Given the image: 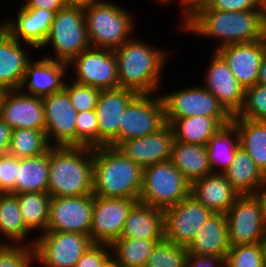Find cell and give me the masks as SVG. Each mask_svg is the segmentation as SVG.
Instances as JSON below:
<instances>
[{"mask_svg":"<svg viewBox=\"0 0 266 267\" xmlns=\"http://www.w3.org/2000/svg\"><path fill=\"white\" fill-rule=\"evenodd\" d=\"M47 193L51 197L93 194V148L51 146Z\"/></svg>","mask_w":266,"mask_h":267,"instance_id":"obj_4","label":"cell"},{"mask_svg":"<svg viewBox=\"0 0 266 267\" xmlns=\"http://www.w3.org/2000/svg\"><path fill=\"white\" fill-rule=\"evenodd\" d=\"M170 161L191 184L198 179L213 174L206 145L174 140Z\"/></svg>","mask_w":266,"mask_h":267,"instance_id":"obj_30","label":"cell"},{"mask_svg":"<svg viewBox=\"0 0 266 267\" xmlns=\"http://www.w3.org/2000/svg\"><path fill=\"white\" fill-rule=\"evenodd\" d=\"M262 245H263V248H264V254H265V259H266V233H265V235L263 237Z\"/></svg>","mask_w":266,"mask_h":267,"instance_id":"obj_57","label":"cell"},{"mask_svg":"<svg viewBox=\"0 0 266 267\" xmlns=\"http://www.w3.org/2000/svg\"><path fill=\"white\" fill-rule=\"evenodd\" d=\"M222 174L240 195H256L266 182V175L240 146L230 167Z\"/></svg>","mask_w":266,"mask_h":267,"instance_id":"obj_29","label":"cell"},{"mask_svg":"<svg viewBox=\"0 0 266 267\" xmlns=\"http://www.w3.org/2000/svg\"><path fill=\"white\" fill-rule=\"evenodd\" d=\"M257 83L266 86V53L264 54L258 71Z\"/></svg>","mask_w":266,"mask_h":267,"instance_id":"obj_51","label":"cell"},{"mask_svg":"<svg viewBox=\"0 0 266 267\" xmlns=\"http://www.w3.org/2000/svg\"><path fill=\"white\" fill-rule=\"evenodd\" d=\"M26 228L13 193H0V244L34 245L36 237Z\"/></svg>","mask_w":266,"mask_h":267,"instance_id":"obj_28","label":"cell"},{"mask_svg":"<svg viewBox=\"0 0 266 267\" xmlns=\"http://www.w3.org/2000/svg\"><path fill=\"white\" fill-rule=\"evenodd\" d=\"M0 117L12 129L45 131L43 98L27 95L19 89L3 91Z\"/></svg>","mask_w":266,"mask_h":267,"instance_id":"obj_19","label":"cell"},{"mask_svg":"<svg viewBox=\"0 0 266 267\" xmlns=\"http://www.w3.org/2000/svg\"><path fill=\"white\" fill-rule=\"evenodd\" d=\"M2 94H3V90L0 88V99H1Z\"/></svg>","mask_w":266,"mask_h":267,"instance_id":"obj_59","label":"cell"},{"mask_svg":"<svg viewBox=\"0 0 266 267\" xmlns=\"http://www.w3.org/2000/svg\"><path fill=\"white\" fill-rule=\"evenodd\" d=\"M31 49L34 50L32 45L17 41L9 33L0 40V88L3 91L20 88L27 64L34 57Z\"/></svg>","mask_w":266,"mask_h":267,"instance_id":"obj_24","label":"cell"},{"mask_svg":"<svg viewBox=\"0 0 266 267\" xmlns=\"http://www.w3.org/2000/svg\"><path fill=\"white\" fill-rule=\"evenodd\" d=\"M39 57H33L27 64L19 90L43 98L64 89L69 78V68L63 61Z\"/></svg>","mask_w":266,"mask_h":267,"instance_id":"obj_20","label":"cell"},{"mask_svg":"<svg viewBox=\"0 0 266 267\" xmlns=\"http://www.w3.org/2000/svg\"><path fill=\"white\" fill-rule=\"evenodd\" d=\"M64 90L70 98L71 105L78 113L95 110L101 92L97 88L78 84L69 78L65 82Z\"/></svg>","mask_w":266,"mask_h":267,"instance_id":"obj_41","label":"cell"},{"mask_svg":"<svg viewBox=\"0 0 266 267\" xmlns=\"http://www.w3.org/2000/svg\"><path fill=\"white\" fill-rule=\"evenodd\" d=\"M180 33L213 39L214 50L233 44L250 43L266 36L263 9L226 12L203 8L191 17Z\"/></svg>","mask_w":266,"mask_h":267,"instance_id":"obj_1","label":"cell"},{"mask_svg":"<svg viewBox=\"0 0 266 267\" xmlns=\"http://www.w3.org/2000/svg\"><path fill=\"white\" fill-rule=\"evenodd\" d=\"M26 228L36 236L45 233L48 225V215L51 196L47 192H30L15 194Z\"/></svg>","mask_w":266,"mask_h":267,"instance_id":"obj_35","label":"cell"},{"mask_svg":"<svg viewBox=\"0 0 266 267\" xmlns=\"http://www.w3.org/2000/svg\"><path fill=\"white\" fill-rule=\"evenodd\" d=\"M156 4H160L161 6L170 5L174 0H153Z\"/></svg>","mask_w":266,"mask_h":267,"instance_id":"obj_56","label":"cell"},{"mask_svg":"<svg viewBox=\"0 0 266 267\" xmlns=\"http://www.w3.org/2000/svg\"><path fill=\"white\" fill-rule=\"evenodd\" d=\"M34 262V245L0 244V267H32Z\"/></svg>","mask_w":266,"mask_h":267,"instance_id":"obj_42","label":"cell"},{"mask_svg":"<svg viewBox=\"0 0 266 267\" xmlns=\"http://www.w3.org/2000/svg\"><path fill=\"white\" fill-rule=\"evenodd\" d=\"M233 118L266 121V86L257 83L246 88L242 107Z\"/></svg>","mask_w":266,"mask_h":267,"instance_id":"obj_40","label":"cell"},{"mask_svg":"<svg viewBox=\"0 0 266 267\" xmlns=\"http://www.w3.org/2000/svg\"><path fill=\"white\" fill-rule=\"evenodd\" d=\"M239 147V136L236 125L231 121L222 126L206 144L212 173L222 174L226 171Z\"/></svg>","mask_w":266,"mask_h":267,"instance_id":"obj_32","label":"cell"},{"mask_svg":"<svg viewBox=\"0 0 266 267\" xmlns=\"http://www.w3.org/2000/svg\"><path fill=\"white\" fill-rule=\"evenodd\" d=\"M139 199L94 196L90 237L93 243L111 245L120 238L126 218Z\"/></svg>","mask_w":266,"mask_h":267,"instance_id":"obj_14","label":"cell"},{"mask_svg":"<svg viewBox=\"0 0 266 267\" xmlns=\"http://www.w3.org/2000/svg\"><path fill=\"white\" fill-rule=\"evenodd\" d=\"M190 195L214 214H226L240 194L223 174L213 173L191 184Z\"/></svg>","mask_w":266,"mask_h":267,"instance_id":"obj_25","label":"cell"},{"mask_svg":"<svg viewBox=\"0 0 266 267\" xmlns=\"http://www.w3.org/2000/svg\"><path fill=\"white\" fill-rule=\"evenodd\" d=\"M163 239L120 237L111 245V257L120 267H145L156 244Z\"/></svg>","mask_w":266,"mask_h":267,"instance_id":"obj_36","label":"cell"},{"mask_svg":"<svg viewBox=\"0 0 266 267\" xmlns=\"http://www.w3.org/2000/svg\"><path fill=\"white\" fill-rule=\"evenodd\" d=\"M165 120L173 130L174 140L200 145H206L222 127L215 118L203 115Z\"/></svg>","mask_w":266,"mask_h":267,"instance_id":"obj_33","label":"cell"},{"mask_svg":"<svg viewBox=\"0 0 266 267\" xmlns=\"http://www.w3.org/2000/svg\"><path fill=\"white\" fill-rule=\"evenodd\" d=\"M68 68L69 72L71 70L69 79L78 84L99 90L119 87L114 50L90 47L76 55L68 63Z\"/></svg>","mask_w":266,"mask_h":267,"instance_id":"obj_10","label":"cell"},{"mask_svg":"<svg viewBox=\"0 0 266 267\" xmlns=\"http://www.w3.org/2000/svg\"><path fill=\"white\" fill-rule=\"evenodd\" d=\"M138 94L130 89L101 90L95 108L98 121V147H118V130L128 104Z\"/></svg>","mask_w":266,"mask_h":267,"instance_id":"obj_17","label":"cell"},{"mask_svg":"<svg viewBox=\"0 0 266 267\" xmlns=\"http://www.w3.org/2000/svg\"><path fill=\"white\" fill-rule=\"evenodd\" d=\"M225 215L230 246L262 242L266 223L257 195H240Z\"/></svg>","mask_w":266,"mask_h":267,"instance_id":"obj_12","label":"cell"},{"mask_svg":"<svg viewBox=\"0 0 266 267\" xmlns=\"http://www.w3.org/2000/svg\"><path fill=\"white\" fill-rule=\"evenodd\" d=\"M174 134L166 123L158 131L144 137L125 140L119 148L130 160L142 168L171 159Z\"/></svg>","mask_w":266,"mask_h":267,"instance_id":"obj_23","label":"cell"},{"mask_svg":"<svg viewBox=\"0 0 266 267\" xmlns=\"http://www.w3.org/2000/svg\"><path fill=\"white\" fill-rule=\"evenodd\" d=\"M228 226L225 214H213L187 247L189 254L197 257H227L230 249Z\"/></svg>","mask_w":266,"mask_h":267,"instance_id":"obj_26","label":"cell"},{"mask_svg":"<svg viewBox=\"0 0 266 267\" xmlns=\"http://www.w3.org/2000/svg\"><path fill=\"white\" fill-rule=\"evenodd\" d=\"M17 176V157L0 155V193H10L15 188Z\"/></svg>","mask_w":266,"mask_h":267,"instance_id":"obj_44","label":"cell"},{"mask_svg":"<svg viewBox=\"0 0 266 267\" xmlns=\"http://www.w3.org/2000/svg\"><path fill=\"white\" fill-rule=\"evenodd\" d=\"M94 195L51 197L46 231L76 232L90 236Z\"/></svg>","mask_w":266,"mask_h":267,"instance_id":"obj_15","label":"cell"},{"mask_svg":"<svg viewBox=\"0 0 266 267\" xmlns=\"http://www.w3.org/2000/svg\"><path fill=\"white\" fill-rule=\"evenodd\" d=\"M45 133L50 146H76L78 112L71 105L67 92L43 97Z\"/></svg>","mask_w":266,"mask_h":267,"instance_id":"obj_16","label":"cell"},{"mask_svg":"<svg viewBox=\"0 0 266 267\" xmlns=\"http://www.w3.org/2000/svg\"><path fill=\"white\" fill-rule=\"evenodd\" d=\"M50 147L45 131L28 128L12 129L8 154L22 159L42 155Z\"/></svg>","mask_w":266,"mask_h":267,"instance_id":"obj_37","label":"cell"},{"mask_svg":"<svg viewBox=\"0 0 266 267\" xmlns=\"http://www.w3.org/2000/svg\"><path fill=\"white\" fill-rule=\"evenodd\" d=\"M101 267H120L117 262L110 256Z\"/></svg>","mask_w":266,"mask_h":267,"instance_id":"obj_53","label":"cell"},{"mask_svg":"<svg viewBox=\"0 0 266 267\" xmlns=\"http://www.w3.org/2000/svg\"><path fill=\"white\" fill-rule=\"evenodd\" d=\"M212 52L202 86L234 116L242 107L245 88L236 80L224 59L216 51Z\"/></svg>","mask_w":266,"mask_h":267,"instance_id":"obj_18","label":"cell"},{"mask_svg":"<svg viewBox=\"0 0 266 267\" xmlns=\"http://www.w3.org/2000/svg\"><path fill=\"white\" fill-rule=\"evenodd\" d=\"M20 2H23L27 8L47 9L56 13L68 5L66 0H21Z\"/></svg>","mask_w":266,"mask_h":267,"instance_id":"obj_49","label":"cell"},{"mask_svg":"<svg viewBox=\"0 0 266 267\" xmlns=\"http://www.w3.org/2000/svg\"><path fill=\"white\" fill-rule=\"evenodd\" d=\"M92 244L89 235L46 231L36 236L35 263L42 267H74Z\"/></svg>","mask_w":266,"mask_h":267,"instance_id":"obj_9","label":"cell"},{"mask_svg":"<svg viewBox=\"0 0 266 267\" xmlns=\"http://www.w3.org/2000/svg\"><path fill=\"white\" fill-rule=\"evenodd\" d=\"M232 122L237 127L239 146L266 175V121L232 118Z\"/></svg>","mask_w":266,"mask_h":267,"instance_id":"obj_34","label":"cell"},{"mask_svg":"<svg viewBox=\"0 0 266 267\" xmlns=\"http://www.w3.org/2000/svg\"><path fill=\"white\" fill-rule=\"evenodd\" d=\"M76 146L98 147V121L95 110L78 113L76 119Z\"/></svg>","mask_w":266,"mask_h":267,"instance_id":"obj_43","label":"cell"},{"mask_svg":"<svg viewBox=\"0 0 266 267\" xmlns=\"http://www.w3.org/2000/svg\"><path fill=\"white\" fill-rule=\"evenodd\" d=\"M216 52L229 65L236 80L246 89L257 84L258 71L266 53V36L250 43L223 46Z\"/></svg>","mask_w":266,"mask_h":267,"instance_id":"obj_22","label":"cell"},{"mask_svg":"<svg viewBox=\"0 0 266 267\" xmlns=\"http://www.w3.org/2000/svg\"><path fill=\"white\" fill-rule=\"evenodd\" d=\"M173 90L160 94L164 102L165 119L203 115L215 118L222 126L232 121L233 116L202 85L193 84Z\"/></svg>","mask_w":266,"mask_h":267,"instance_id":"obj_8","label":"cell"},{"mask_svg":"<svg viewBox=\"0 0 266 267\" xmlns=\"http://www.w3.org/2000/svg\"><path fill=\"white\" fill-rule=\"evenodd\" d=\"M94 0H66L68 4L72 5H85Z\"/></svg>","mask_w":266,"mask_h":267,"instance_id":"obj_54","label":"cell"},{"mask_svg":"<svg viewBox=\"0 0 266 267\" xmlns=\"http://www.w3.org/2000/svg\"><path fill=\"white\" fill-rule=\"evenodd\" d=\"M225 259L219 256L197 257L188 254L186 267H225Z\"/></svg>","mask_w":266,"mask_h":267,"instance_id":"obj_48","label":"cell"},{"mask_svg":"<svg viewBox=\"0 0 266 267\" xmlns=\"http://www.w3.org/2000/svg\"><path fill=\"white\" fill-rule=\"evenodd\" d=\"M120 237L164 239V210L137 202L129 211Z\"/></svg>","mask_w":266,"mask_h":267,"instance_id":"obj_27","label":"cell"},{"mask_svg":"<svg viewBox=\"0 0 266 267\" xmlns=\"http://www.w3.org/2000/svg\"><path fill=\"white\" fill-rule=\"evenodd\" d=\"M263 14L266 21V0H263Z\"/></svg>","mask_w":266,"mask_h":267,"instance_id":"obj_58","label":"cell"},{"mask_svg":"<svg viewBox=\"0 0 266 267\" xmlns=\"http://www.w3.org/2000/svg\"><path fill=\"white\" fill-rule=\"evenodd\" d=\"M256 195L261 200V204H262V208H263L264 220H265V223H266V182L260 188V190L256 193Z\"/></svg>","mask_w":266,"mask_h":267,"instance_id":"obj_52","label":"cell"},{"mask_svg":"<svg viewBox=\"0 0 266 267\" xmlns=\"http://www.w3.org/2000/svg\"><path fill=\"white\" fill-rule=\"evenodd\" d=\"M140 39L133 36L114 50L119 87L137 94L160 93V89L164 90L162 75L172 52Z\"/></svg>","mask_w":266,"mask_h":267,"instance_id":"obj_2","label":"cell"},{"mask_svg":"<svg viewBox=\"0 0 266 267\" xmlns=\"http://www.w3.org/2000/svg\"><path fill=\"white\" fill-rule=\"evenodd\" d=\"M46 47L53 51L48 52V55L41 53V56L67 64L76 55L91 47L83 5L68 4L56 13L49 35L39 50L42 51Z\"/></svg>","mask_w":266,"mask_h":267,"instance_id":"obj_6","label":"cell"},{"mask_svg":"<svg viewBox=\"0 0 266 267\" xmlns=\"http://www.w3.org/2000/svg\"><path fill=\"white\" fill-rule=\"evenodd\" d=\"M165 124V108L160 93L138 94L122 115L118 130V146L125 140L150 135Z\"/></svg>","mask_w":266,"mask_h":267,"instance_id":"obj_11","label":"cell"},{"mask_svg":"<svg viewBox=\"0 0 266 267\" xmlns=\"http://www.w3.org/2000/svg\"><path fill=\"white\" fill-rule=\"evenodd\" d=\"M12 128L0 117V155L7 154L10 146Z\"/></svg>","mask_w":266,"mask_h":267,"instance_id":"obj_50","label":"cell"},{"mask_svg":"<svg viewBox=\"0 0 266 267\" xmlns=\"http://www.w3.org/2000/svg\"><path fill=\"white\" fill-rule=\"evenodd\" d=\"M213 214L190 195L175 206L164 210L165 239L176 245L188 247Z\"/></svg>","mask_w":266,"mask_h":267,"instance_id":"obj_13","label":"cell"},{"mask_svg":"<svg viewBox=\"0 0 266 267\" xmlns=\"http://www.w3.org/2000/svg\"><path fill=\"white\" fill-rule=\"evenodd\" d=\"M225 267H266L262 242L231 246Z\"/></svg>","mask_w":266,"mask_h":267,"instance_id":"obj_39","label":"cell"},{"mask_svg":"<svg viewBox=\"0 0 266 267\" xmlns=\"http://www.w3.org/2000/svg\"><path fill=\"white\" fill-rule=\"evenodd\" d=\"M208 8L226 12L263 9V0H215Z\"/></svg>","mask_w":266,"mask_h":267,"instance_id":"obj_47","label":"cell"},{"mask_svg":"<svg viewBox=\"0 0 266 267\" xmlns=\"http://www.w3.org/2000/svg\"><path fill=\"white\" fill-rule=\"evenodd\" d=\"M49 180V150L38 156L17 158V176L13 194L47 192Z\"/></svg>","mask_w":266,"mask_h":267,"instance_id":"obj_31","label":"cell"},{"mask_svg":"<svg viewBox=\"0 0 266 267\" xmlns=\"http://www.w3.org/2000/svg\"><path fill=\"white\" fill-rule=\"evenodd\" d=\"M143 168L119 148H93V195L104 198L139 199Z\"/></svg>","mask_w":266,"mask_h":267,"instance_id":"obj_3","label":"cell"},{"mask_svg":"<svg viewBox=\"0 0 266 267\" xmlns=\"http://www.w3.org/2000/svg\"><path fill=\"white\" fill-rule=\"evenodd\" d=\"M110 256V245L93 243L74 267H101Z\"/></svg>","mask_w":266,"mask_h":267,"instance_id":"obj_45","label":"cell"},{"mask_svg":"<svg viewBox=\"0 0 266 267\" xmlns=\"http://www.w3.org/2000/svg\"><path fill=\"white\" fill-rule=\"evenodd\" d=\"M215 0H174L180 8V20L177 19V27L180 28L191 18L193 17L198 11L202 10L203 8L210 7Z\"/></svg>","mask_w":266,"mask_h":267,"instance_id":"obj_46","label":"cell"},{"mask_svg":"<svg viewBox=\"0 0 266 267\" xmlns=\"http://www.w3.org/2000/svg\"><path fill=\"white\" fill-rule=\"evenodd\" d=\"M188 254L187 247L164 238L153 248L145 267H186Z\"/></svg>","mask_w":266,"mask_h":267,"instance_id":"obj_38","label":"cell"},{"mask_svg":"<svg viewBox=\"0 0 266 267\" xmlns=\"http://www.w3.org/2000/svg\"><path fill=\"white\" fill-rule=\"evenodd\" d=\"M94 0L84 7L88 38L93 48L115 50L135 36L136 16L117 2Z\"/></svg>","mask_w":266,"mask_h":267,"instance_id":"obj_5","label":"cell"},{"mask_svg":"<svg viewBox=\"0 0 266 267\" xmlns=\"http://www.w3.org/2000/svg\"><path fill=\"white\" fill-rule=\"evenodd\" d=\"M191 183L170 160L143 168L139 202L166 210L190 196Z\"/></svg>","mask_w":266,"mask_h":267,"instance_id":"obj_7","label":"cell"},{"mask_svg":"<svg viewBox=\"0 0 266 267\" xmlns=\"http://www.w3.org/2000/svg\"><path fill=\"white\" fill-rule=\"evenodd\" d=\"M55 11L41 8H27L22 2L16 15L5 19L8 33L21 43L32 45L36 50L43 46L49 35Z\"/></svg>","mask_w":266,"mask_h":267,"instance_id":"obj_21","label":"cell"},{"mask_svg":"<svg viewBox=\"0 0 266 267\" xmlns=\"http://www.w3.org/2000/svg\"><path fill=\"white\" fill-rule=\"evenodd\" d=\"M8 33L5 21L0 20V40Z\"/></svg>","mask_w":266,"mask_h":267,"instance_id":"obj_55","label":"cell"}]
</instances>
